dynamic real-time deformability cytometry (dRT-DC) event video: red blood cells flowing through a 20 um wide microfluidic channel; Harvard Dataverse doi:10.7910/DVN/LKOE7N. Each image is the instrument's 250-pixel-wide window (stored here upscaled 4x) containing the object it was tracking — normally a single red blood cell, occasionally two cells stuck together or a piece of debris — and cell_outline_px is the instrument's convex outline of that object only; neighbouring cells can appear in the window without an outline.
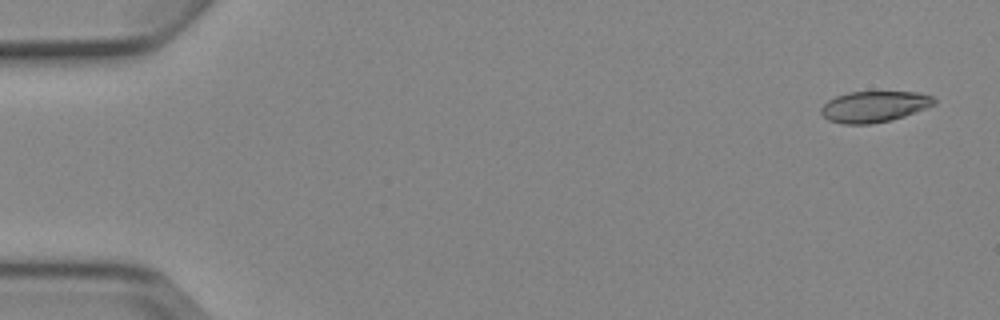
{"species": "Egyptian fruit bat (a non-hibernating species)", "species_latin": "Rousettus aegyptiacus", "temperature_condition": "cold", "stored_images_in_passage": 5, "camera_frame_rate_fps": 3000, "um_per_image_px": 0.085, "animal": {"sex": "female"}, "frame": {"image": 1, "passage_image": 1, "time_ms": 0.0, "image_size_px": [1000, 320], "cell_outline_px": [[936, 104], [904, 116], [892, 120], [872, 124], [844, 124], [828, 120], [820, 112], [820, 108], [828, 100], [836, 96], [848, 92], [916, 92], [932, 96], [936, 100]], "centroid_in_image_um": [74.29, 9.06], "position_along_channel_um": 10.7, "area_um2": 20.46}}
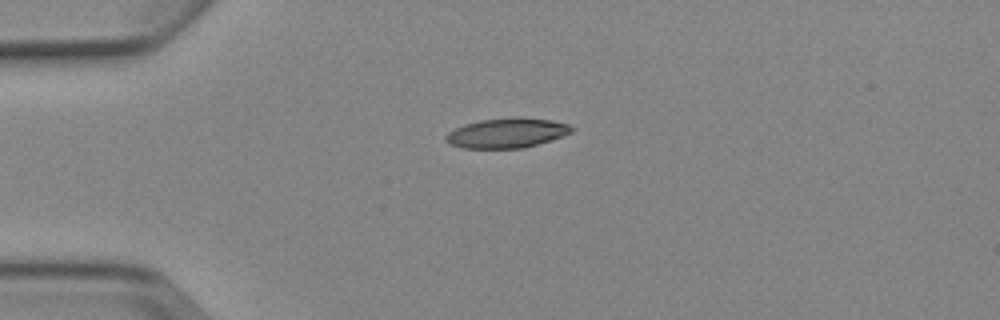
{"frame": {"image": 2, "passage_image": 4, "time_ms": 3.667, "image_size_px": [1000, 320], "cell_outline_px": [[572, 132], [552, 140], [524, 148], [464, 148], [448, 144], [444, 140], [444, 136], [448, 132], [464, 124], [480, 120], [552, 120], [568, 124], [572, 128]], "centroid_in_image_um": [43.02, 11.36], "position_along_channel_um": 42.0, "area_um2": 20.98}}